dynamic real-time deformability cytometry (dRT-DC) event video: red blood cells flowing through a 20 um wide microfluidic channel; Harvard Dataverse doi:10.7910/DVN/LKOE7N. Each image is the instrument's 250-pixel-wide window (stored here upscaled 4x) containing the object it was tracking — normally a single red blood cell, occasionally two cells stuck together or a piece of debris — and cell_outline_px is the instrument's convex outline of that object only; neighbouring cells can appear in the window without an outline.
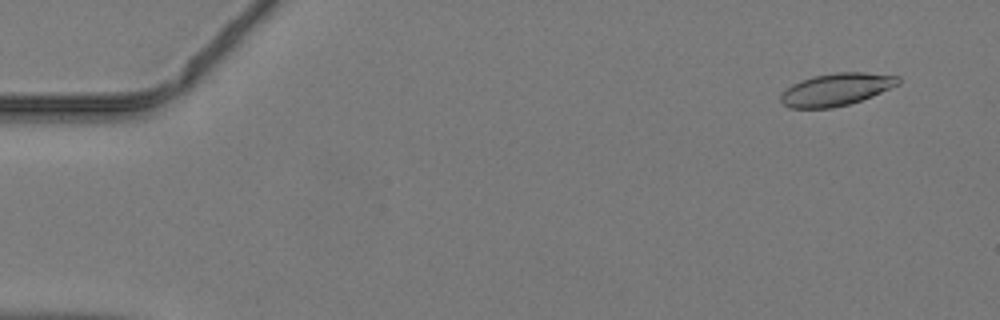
{"species": "common noctule bat (a hibernating species)", "species_latin": "Nyctalus noctula", "temperature_condition": "warm", "stored_images_in_passage": 49, "camera_frame_rate_fps": 3000, "um_per_image_px": 0.085, "animal": {"sex": "male", "body_mass_g": 19.2, "forearm_length_mm": 51.8}, "frame": {"image": 1, "passage_image": 4, "time_ms": 1.0, "image_size_px": [1000, 320], "cell_outline_px": [[900, 84], [872, 96], [848, 104], [832, 108], [788, 108], [780, 100], [780, 92], [792, 84], [800, 80], [812, 76], [836, 72], [864, 72], [900, 76]], "centroid_in_image_um": [71.06, 7.59], "position_along_channel_um": 13.9, "area_um2": 22.37}}
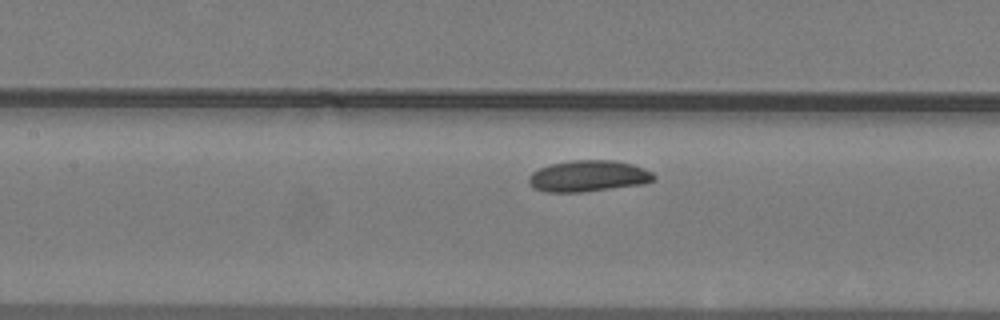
{"frame": {"image": 2, "passage_image": 23, "time_ms": 7.333, "image_size_px": [1000, 320], "cell_outline_px": [[656, 180], [644, 184], [580, 192], [544, 192], [532, 188], [528, 184], [528, 176], [532, 172], [540, 168], [552, 164], [568, 160], [616, 160], [632, 164], [644, 168], [652, 172], [656, 176]], "centroid_in_image_um": [50.0, 14.96], "position_along_channel_um": 157.4, "area_um2": 23.06}}
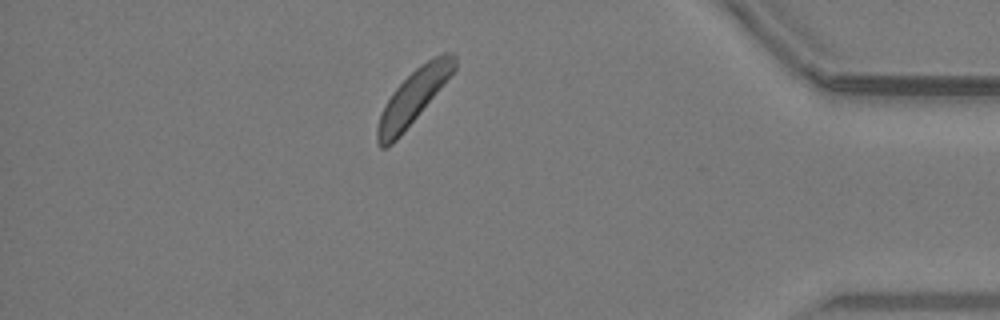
{"frame": {"image": 3, "passage_image": 43, "time_ms": 14.0, "image_size_px": [1000, 320], "cell_outline_px": [[456, 68], [404, 132], [392, 144], [384, 148], [380, 148], [376, 140], [376, 128], [380, 116], [392, 92], [420, 64], [444, 52], [456, 52]], "centroid_in_image_um": [35.12, 8.25], "position_along_channel_um": 400.1, "area_um2": 23.52}}